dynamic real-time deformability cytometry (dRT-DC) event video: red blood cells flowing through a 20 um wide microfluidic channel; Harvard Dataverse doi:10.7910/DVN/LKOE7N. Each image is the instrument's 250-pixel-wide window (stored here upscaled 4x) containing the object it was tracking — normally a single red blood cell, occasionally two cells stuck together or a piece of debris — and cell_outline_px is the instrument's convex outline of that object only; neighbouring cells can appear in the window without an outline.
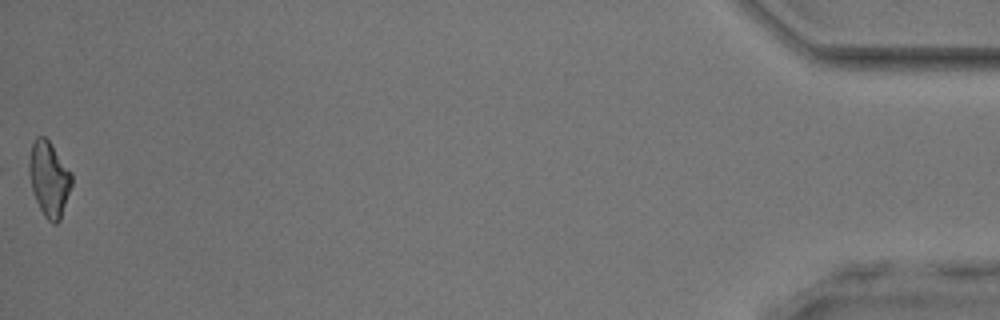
{"species": "common noctule bat (a hibernating species)", "species_latin": "Nyctalus noctula", "temperature_condition": "room temperature", "stored_images_in_passage": 52, "camera_frame_rate_fps": 3000, "um_per_image_px": 0.085, "animal": {"sex": "male", "body_mass_g": 17.9, "forearm_length_mm": 54.2}, "frame": {"image": 1, "passage_image": 52, "time_ms": 17.0, "image_size_px": [1000, 320], "cell_outline_px": [[72, 184], [60, 220], [56, 224], [52, 224], [44, 216], [36, 200], [32, 188], [28, 172], [28, 164], [32, 144], [36, 136], [44, 136], [48, 140], [72, 172]], "centroid_in_image_um": [4.17, 15.21], "position_along_channel_um": 431.0, "area_um2": 18.55}, "authors_computed_cell_mechanics": {"area_um2": 19.4208, "velocity_mm_per_s": 4.016, "shape_relaxation_time_tau1_ms": null, "shape_relaxation_time_tau2_ms": 5.4165, "deformation_change_tau1": null, "deformation_change_tau2": 0.1746}}